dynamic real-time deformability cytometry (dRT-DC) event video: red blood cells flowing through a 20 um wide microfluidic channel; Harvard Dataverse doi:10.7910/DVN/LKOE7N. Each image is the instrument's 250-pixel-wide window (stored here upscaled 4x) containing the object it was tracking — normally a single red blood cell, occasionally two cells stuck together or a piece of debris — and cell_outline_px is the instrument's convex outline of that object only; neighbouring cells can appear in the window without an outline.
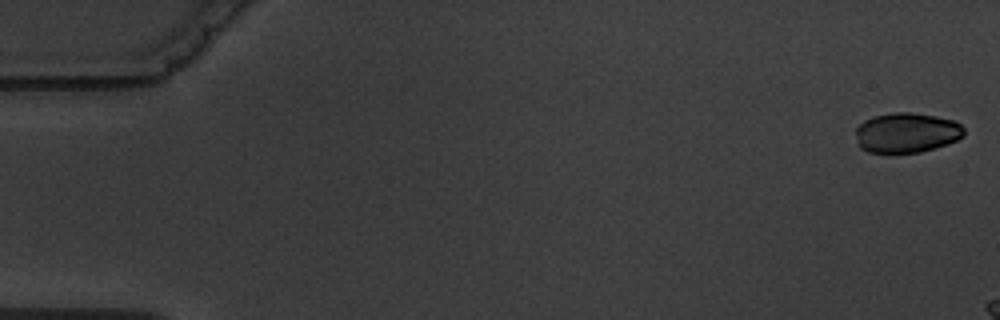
{"species": "common noctule bat (a hibernating species)", "species_latin": "Nyctalus noctula", "temperature_condition": "warm", "stored_images_in_passage": 6, "camera_frame_rate_fps": 3000, "um_per_image_px": 0.085, "animal": {"sex": "male", "body_mass_g": 19.5, "forearm_length_mm": 54.6}, "frame": {"image": 1, "passage_image": 1, "time_ms": 0.0, "image_size_px": [1000, 320], "cell_outline_px": [[964, 136], [948, 144], [936, 148], [920, 152], [888, 156], [868, 152], [860, 148], [856, 136], [856, 128], [864, 120], [872, 116], [892, 112], [912, 112], [936, 116], [956, 120], [964, 128]], "centroid_in_image_um": [77.04, 11.31], "position_along_channel_um": 8.0, "area_um2": 26.18}}